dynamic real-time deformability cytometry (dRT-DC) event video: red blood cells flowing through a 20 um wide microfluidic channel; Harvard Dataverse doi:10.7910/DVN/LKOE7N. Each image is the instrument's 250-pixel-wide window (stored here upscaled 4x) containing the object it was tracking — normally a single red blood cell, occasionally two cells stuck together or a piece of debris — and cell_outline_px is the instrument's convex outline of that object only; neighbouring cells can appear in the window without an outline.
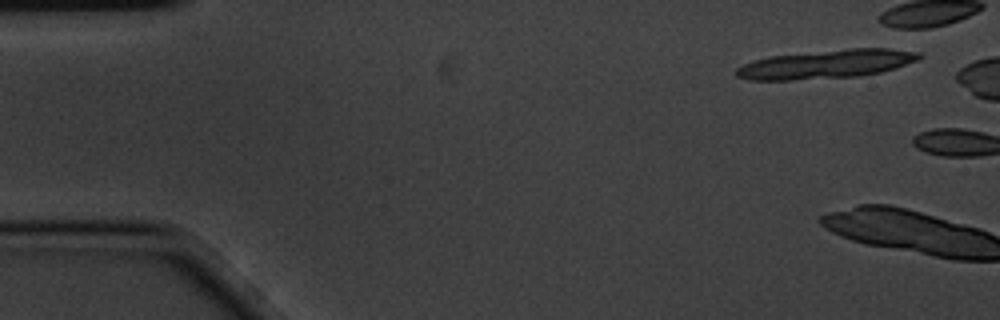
{"species": "common noctule bat (a hibernating species)", "species_latin": "Nyctalus noctula", "temperature_condition": "cold", "stored_images_in_passage": 2, "camera_frame_rate_fps": 3000, "um_per_image_px": 0.085, "animal": {"sex": "male", "body_mass_g": 20.1, "forearm_length_mm": 53.5}, "frame": {"image": 1, "passage_image": 1, "time_ms": 0.0, "image_size_px": [1000, 320], "cell_outline_px": [[924, 56], [920, 60], [896, 68], [880, 72], [860, 76], [788, 80], [748, 80], [736, 76], [736, 68], [744, 64], [756, 60], [772, 56], [852, 48], [888, 48], [920, 52]], "centroid_in_image_um": [70.32, 5.45], "position_along_channel_um": 14.7, "area_um2": 30.46}}